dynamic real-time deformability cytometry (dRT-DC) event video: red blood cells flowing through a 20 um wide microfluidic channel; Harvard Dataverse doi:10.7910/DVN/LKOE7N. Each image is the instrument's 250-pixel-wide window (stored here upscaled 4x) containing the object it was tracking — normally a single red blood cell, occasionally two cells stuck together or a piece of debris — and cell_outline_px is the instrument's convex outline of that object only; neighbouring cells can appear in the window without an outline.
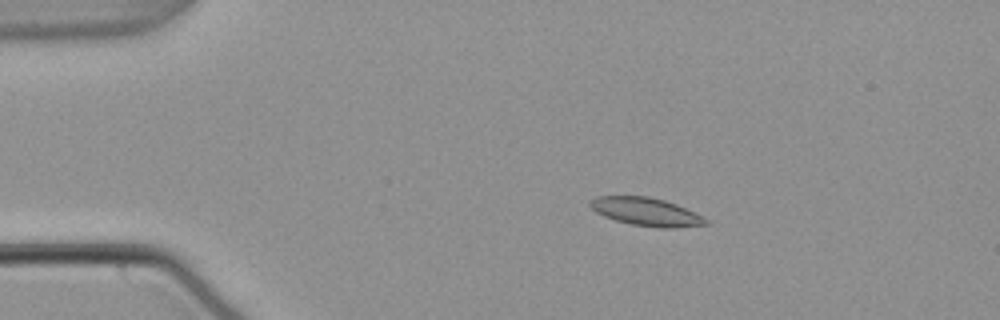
{"species": "common noctule bat (a hibernating species)", "species_latin": "Nyctalus noctula", "temperature_condition": "warm", "stored_images_in_passage": 17, "camera_frame_rate_fps": 3000, "um_per_image_px": 0.085, "animal": {"sex": "male", "body_mass_g": 21.5, "forearm_length_mm": 52.0}, "frame": {"image": 1, "passage_image": 10, "time_ms": 3.0, "image_size_px": [1000, 320], "cell_outline_px": [[712, 224], [676, 228], [660, 228], [632, 224], [616, 220], [604, 216], [596, 212], [588, 204], [588, 200], [596, 196], [648, 196], [664, 200], [676, 204], [708, 220]], "centroid_in_image_um": [54.9, 18.0], "position_along_channel_um": 30.1, "area_um2": 18.9}}
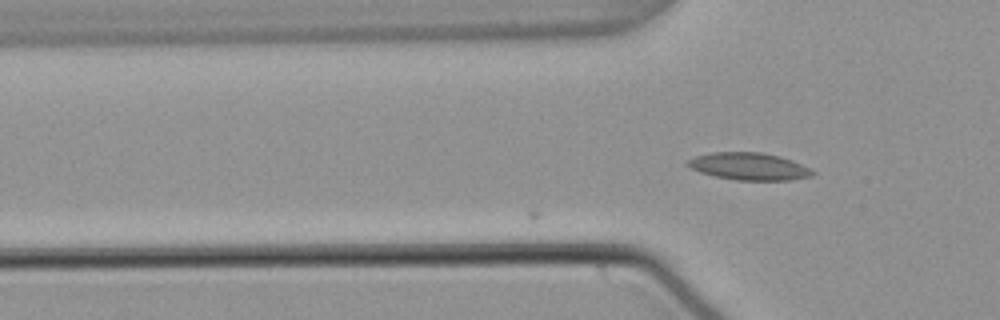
{"frame": {"image": 2, "passage_image": 17, "time_ms": 5.333, "image_size_px": [1000, 320], "cell_outline_px": [[816, 172], [812, 176], [792, 180], [736, 180], [716, 176], [700, 172], [684, 164], [688, 160], [696, 156], [712, 152], [764, 152], [780, 156], [792, 160], [812, 168]], "centroid_in_image_um": [63.72, 14.14], "position_along_channel_um": 62.1, "area_um2": 20.0}}